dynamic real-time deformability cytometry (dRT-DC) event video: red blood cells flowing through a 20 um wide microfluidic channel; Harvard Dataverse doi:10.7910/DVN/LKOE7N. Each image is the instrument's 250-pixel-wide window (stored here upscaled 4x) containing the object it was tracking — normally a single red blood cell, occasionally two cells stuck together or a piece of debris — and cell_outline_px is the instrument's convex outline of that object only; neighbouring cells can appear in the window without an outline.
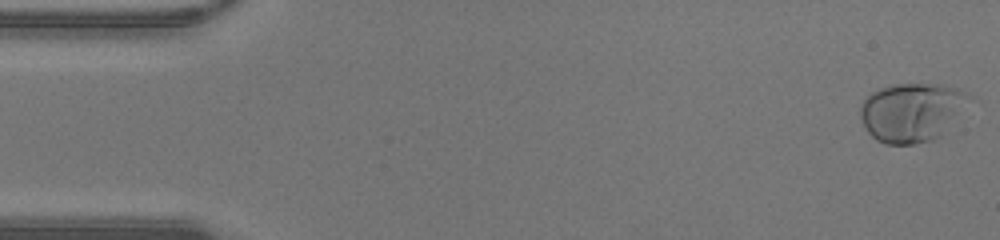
{"species": "human", "species_latin": "Homo sapiens", "temperature_condition": "warm", "stored_images_in_passage": 47, "camera_frame_rate_fps": 3000, "um_per_image_px": 0.085, "donor": {"sex": "male"}, "frame": {"image": 1, "passage_image": 1, "time_ms": 0.0, "image_size_px": [1000, 240], "cell_outline_px": [[972, 96], [940, 136], [932, 140], [912, 144], [884, 144], [876, 140], [868, 132], [860, 116], [860, 108], [864, 100], [872, 92], [880, 88], [892, 84], [944, 84], [968, 92]], "centroid_in_image_um": [77.47, 9.52], "position_along_channel_um": 7.5, "area_um2": 36.93}}
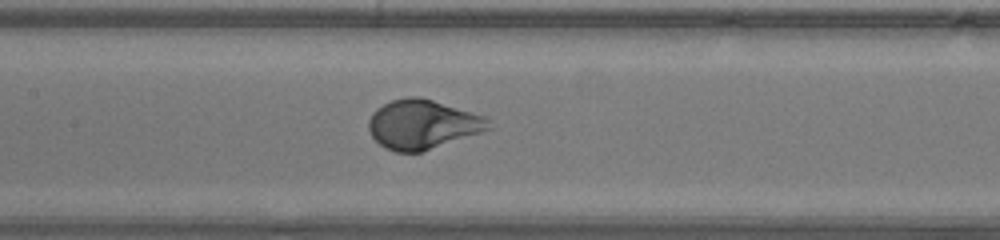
{"frame": {"image": 2, "passage_image": 22, "time_ms": 7.0, "image_size_px": [1000, 240], "cell_outline_px": [[492, 128], [420, 152], [396, 152], [384, 148], [372, 136], [368, 128], [368, 120], [372, 112], [376, 108], [392, 100], [408, 96], [420, 96], [488, 116]], "centroid_in_image_um": [35.91, 10.55], "position_along_channel_um": 171.5, "area_um2": 34.51}}
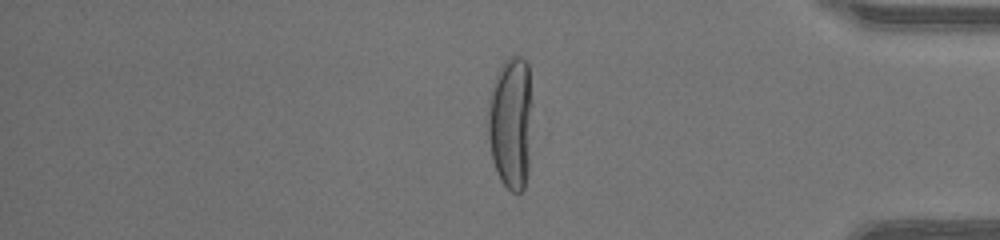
{"frame": {"image": 3, "passage_image": 39, "time_ms": 12.667, "image_size_px": [1000, 240], "cell_outline_px": [[532, 104], [528, 172], [524, 188], [520, 192], [512, 192], [500, 180], [496, 172], [492, 160], [488, 136], [488, 112], [492, 88], [496, 76], [504, 60], [508, 56], [520, 56], [528, 60], [532, 100]], "centroid_in_image_um": [43.44, 10.41], "position_along_channel_um": 391.8, "area_um2": 34.68}}